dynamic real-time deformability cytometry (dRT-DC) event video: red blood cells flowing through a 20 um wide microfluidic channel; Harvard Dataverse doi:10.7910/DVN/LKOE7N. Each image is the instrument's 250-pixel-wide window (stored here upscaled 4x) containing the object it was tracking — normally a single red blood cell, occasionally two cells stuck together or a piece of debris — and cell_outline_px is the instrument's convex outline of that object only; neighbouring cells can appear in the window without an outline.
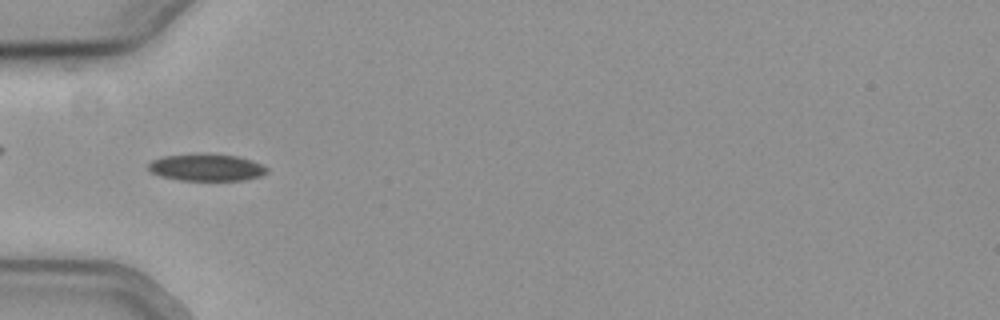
{"species": "common noctule bat (a hibernating species)", "species_latin": "Nyctalus noctula", "temperature_condition": "cold", "stored_images_in_passage": 55, "camera_frame_rate_fps": 3000, "um_per_image_px": 0.085, "animal": {"sex": "female", "body_mass_g": 19.3, "forearm_length_mm": 54.1}, "frame": {"image": 1, "passage_image": 18, "time_ms": 5.667, "image_size_px": [1000, 320], "cell_outline_px": [[268, 172], [260, 176], [244, 180], [180, 180], [160, 176], [152, 172], [148, 168], [148, 164], [152, 160], [164, 156], [236, 156], [252, 160], [268, 168]], "centroid_in_image_um": [17.57, 14.28], "position_along_channel_um": 67.4, "area_um2": 17.8}}
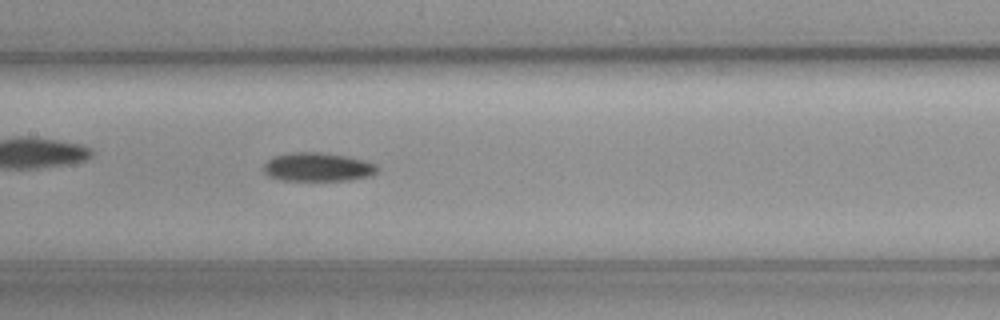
{"frame": {"image": 2, "passage_image": 27, "time_ms": 8.667, "image_size_px": [1000, 320], "cell_outline_px": [[380, 168], [372, 176], [348, 180], [280, 180], [268, 176], [264, 172], [264, 164], [272, 156], [292, 152], [320, 152], [344, 156], [364, 160], [376, 164]], "centroid_in_image_um": [27.01, 14.2], "position_along_channel_um": 180.4, "area_um2": 19.07}}
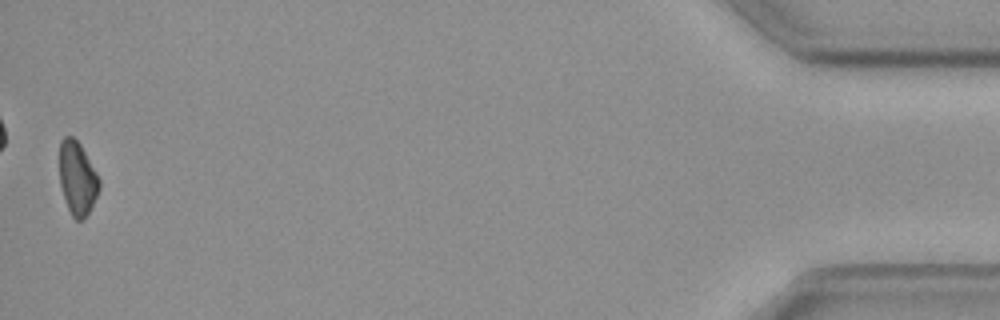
{"frame": {"image": 3, "passage_image": 54, "time_ms": 17.667, "image_size_px": [1000, 320], "cell_outline_px": [[100, 188], [88, 212], [80, 220], [76, 220], [72, 216], [68, 208], [60, 184], [60, 140], [64, 136], [72, 136], [80, 144], [96, 172], [100, 180]], "centroid_in_image_um": [6.57, 15.12], "position_along_channel_um": 428.6, "area_um2": 16.65}}